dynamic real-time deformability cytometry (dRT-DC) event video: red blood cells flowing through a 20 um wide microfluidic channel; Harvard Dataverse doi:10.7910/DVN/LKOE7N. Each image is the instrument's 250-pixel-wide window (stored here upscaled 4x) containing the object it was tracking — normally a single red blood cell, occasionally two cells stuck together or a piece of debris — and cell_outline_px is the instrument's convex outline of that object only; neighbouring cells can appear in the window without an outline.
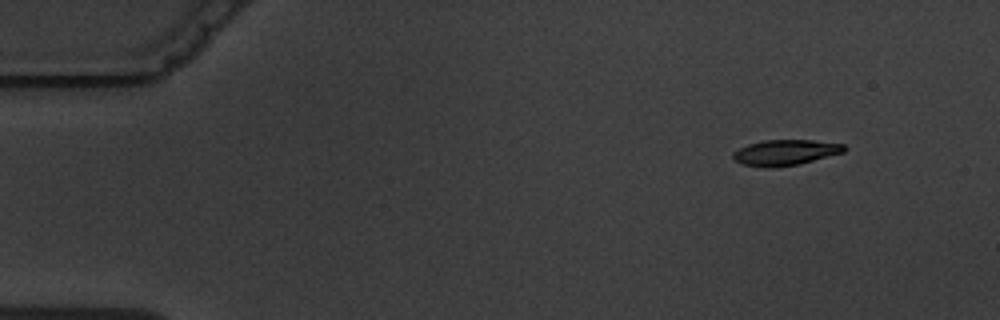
{"species": "common noctule bat (a hibernating species)", "species_latin": "Nyctalus noctula", "temperature_condition": "warm", "stored_images_in_passage": 5, "camera_frame_rate_fps": 3000, "um_per_image_px": 0.085, "animal": {"sex": "male", "body_mass_g": 19.5, "forearm_length_mm": 54.6}, "frame": {"image": 1, "passage_image": 1, "time_ms": 0.0, "image_size_px": [1000, 320], "cell_outline_px": [[848, 148], [844, 152], [800, 164], [772, 168], [764, 168], [740, 164], [732, 156], [732, 152], [748, 144], [764, 140], [812, 140], [844, 144]], "centroid_in_image_um": [66.75, 12.97], "position_along_channel_um": 18.3, "area_um2": 16.76}}
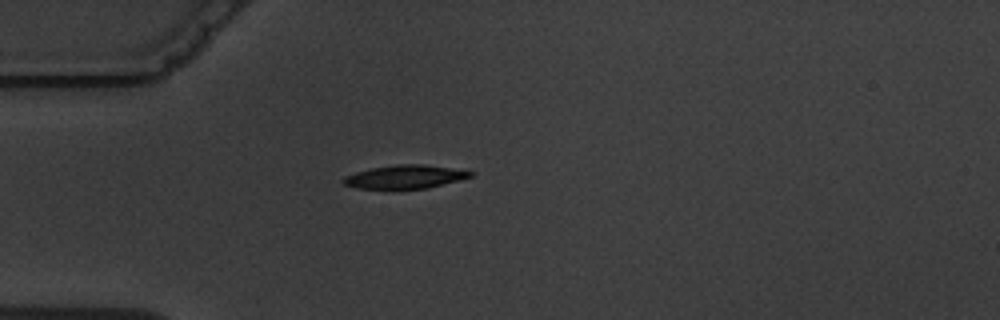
{"frame": {"image": 2, "passage_image": 4, "time_ms": 3.333, "image_size_px": [1000, 320], "cell_outline_px": [[476, 172], [472, 176], [428, 188], [356, 188], [344, 184], [340, 180], [344, 176], [356, 172], [372, 168], [396, 164], [424, 164]], "centroid_in_image_um": [34.4, 15.02], "position_along_channel_um": 50.6, "area_um2": 17.11}}